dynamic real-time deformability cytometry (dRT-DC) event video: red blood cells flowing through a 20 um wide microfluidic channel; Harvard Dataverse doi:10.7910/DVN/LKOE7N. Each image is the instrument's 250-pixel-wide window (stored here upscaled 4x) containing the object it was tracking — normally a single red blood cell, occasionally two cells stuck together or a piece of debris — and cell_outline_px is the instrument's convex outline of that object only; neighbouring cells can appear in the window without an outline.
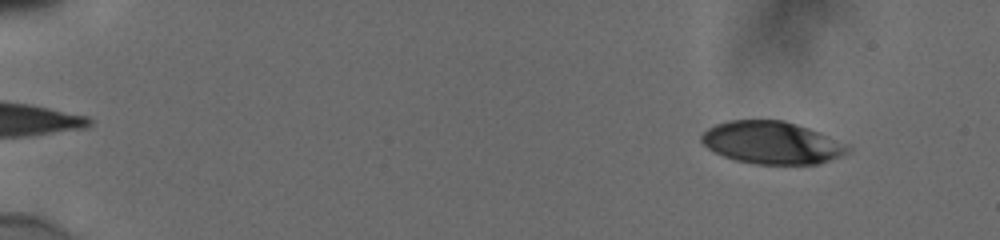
{"species": "human", "species_latin": "Homo sapiens", "temperature_condition": "cold", "stored_images_in_passage": 55, "camera_frame_rate_fps": 3000, "um_per_image_px": 0.085, "donor": {"sex": "male"}, "frame": {"image": 1, "passage_image": 6, "time_ms": 1.667, "image_size_px": [1000, 240], "cell_outline_px": [[852, 148], [848, 152], [840, 156], [816, 164], [756, 164], [736, 160], [724, 156], [708, 148], [700, 140], [700, 136], [708, 128], [716, 124], [728, 120], [784, 120], [808, 128], [848, 144]], "centroid_in_image_um": [65.6, 12.12], "position_along_channel_um": 19.4, "area_um2": 36.01}}
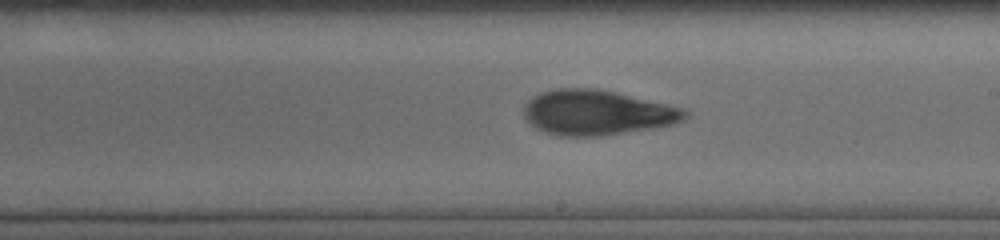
{"frame": {"image": 2, "passage_image": 34, "time_ms": 11.0, "image_size_px": [1000, 240], "cell_outline_px": [[688, 116], [676, 124], [656, 128], [600, 136], [560, 136], [544, 132], [536, 128], [524, 116], [524, 104], [532, 96], [540, 92], [556, 88], [596, 88], [616, 92], [684, 108], [688, 112]], "centroid_in_image_um": [50.75, 9.57], "position_along_channel_um": 238.2, "area_um2": 42.54}}
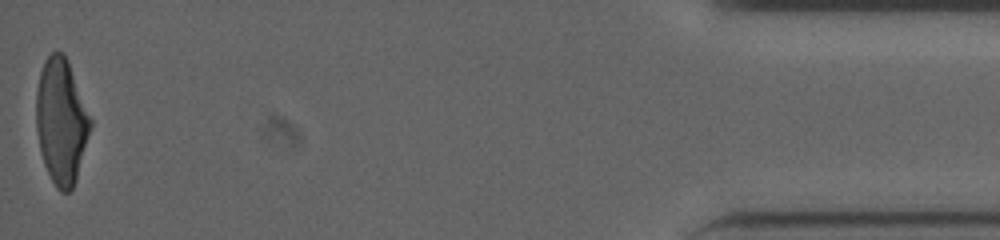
{"frame": {"image": 3, "passage_image": 55, "time_ms": 18.0, "image_size_px": [1000, 240], "cell_outline_px": [[92, 128], [72, 188], [68, 192], [60, 192], [56, 188], [44, 164], [40, 152], [36, 128], [36, 92], [40, 72], [44, 60], [52, 52], [64, 52], [68, 60], [92, 120]], "centroid_in_image_um": [5.2, 10.28], "position_along_channel_um": 430.0, "area_um2": 39.54}, "authors_computed_cell_mechanics": {"area_um2": 40.1132, "velocity_mm_per_s": 3.8722, "shape_relaxation_time_tau1_ms": 4.5958, "shape_relaxation_time_tau2_ms": 2.2573, "deformation_change_tau1": 0.1949, "deformation_change_tau2": 0.0948}}